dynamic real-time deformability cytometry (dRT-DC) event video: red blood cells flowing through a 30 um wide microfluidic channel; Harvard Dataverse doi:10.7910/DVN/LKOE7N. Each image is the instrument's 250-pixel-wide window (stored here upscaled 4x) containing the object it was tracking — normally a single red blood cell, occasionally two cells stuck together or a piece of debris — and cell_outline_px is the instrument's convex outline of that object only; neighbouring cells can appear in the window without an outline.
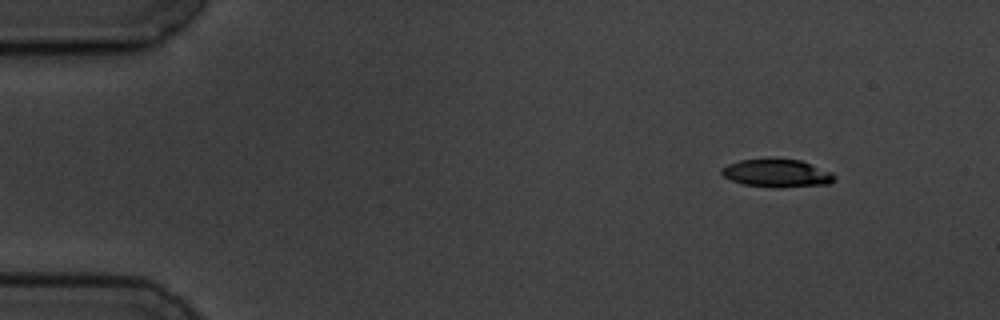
{"species": "common noctule bat (a hibernating species)", "species_latin": "Nyctalus noctula", "temperature_condition": "cold", "stored_images_in_passage": 3, "camera_frame_rate_fps": 3000, "um_per_image_px": 0.085, "animal": {"sex": "male", "body_mass_g": 19.5, "forearm_length_mm": 54.6}, "frame": {"image": 1, "passage_image": 1, "time_ms": 0.0, "image_size_px": [1000, 320], "cell_outline_px": [[836, 176], [828, 184], [780, 188], [776, 188], [744, 184], [732, 180], [724, 176], [720, 172], [720, 168], [728, 164], [740, 160], [800, 160], [832, 172]], "centroid_in_image_um": [66.03, 14.74], "position_along_channel_um": 19.0, "area_um2": 18.03}}
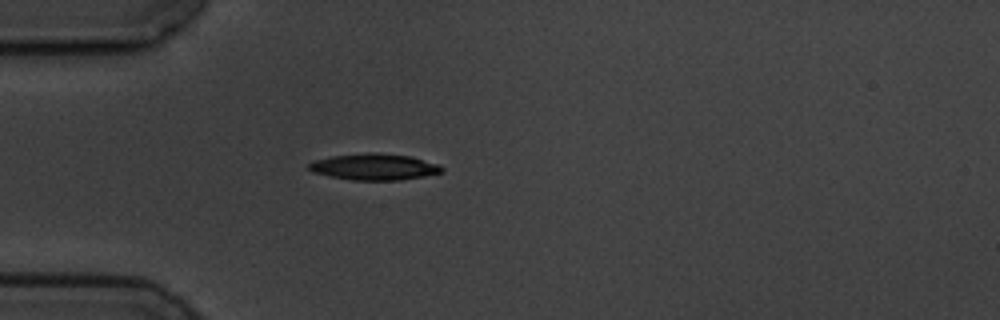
{"frame": {"image": 2, "passage_image": 3, "time_ms": 3.333, "image_size_px": [1000, 320], "cell_outline_px": [[444, 172], [424, 176], [400, 180], [352, 180], [328, 176], [312, 172], [308, 168], [308, 164], [312, 160], [332, 156], [368, 152], [376, 152], [412, 156], [440, 164], [444, 168]], "centroid_in_image_um": [31.82, 14.17], "position_along_channel_um": 53.2, "area_um2": 20.75}}